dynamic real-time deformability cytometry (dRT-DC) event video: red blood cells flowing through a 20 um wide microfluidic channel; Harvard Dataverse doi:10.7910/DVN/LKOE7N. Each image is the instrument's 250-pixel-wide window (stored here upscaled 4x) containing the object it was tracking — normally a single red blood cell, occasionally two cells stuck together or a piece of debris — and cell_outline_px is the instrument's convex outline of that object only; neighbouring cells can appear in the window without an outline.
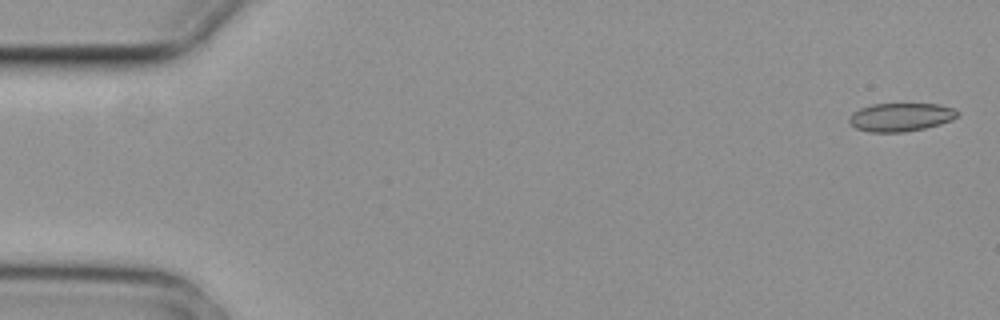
{"species": "common noctule bat (a hibernating species)", "species_latin": "Nyctalus noctula", "temperature_condition": "cold", "stored_images_in_passage": 5, "camera_frame_rate_fps": 3000, "um_per_image_px": 0.085, "animal": {"sex": "female", "body_mass_g": 29.2, "forearm_length_mm": 56.3}, "frame": {"image": 1, "passage_image": 1, "time_ms": 0.0, "image_size_px": [1000, 320], "cell_outline_px": [[960, 112], [952, 120], [940, 124], [924, 128], [904, 132], [868, 132], [856, 128], [848, 120], [852, 112], [860, 108], [872, 104], [936, 104], [952, 108]], "centroid_in_image_um": [76.54, 9.96], "position_along_channel_um": 8.5, "area_um2": 17.8}}
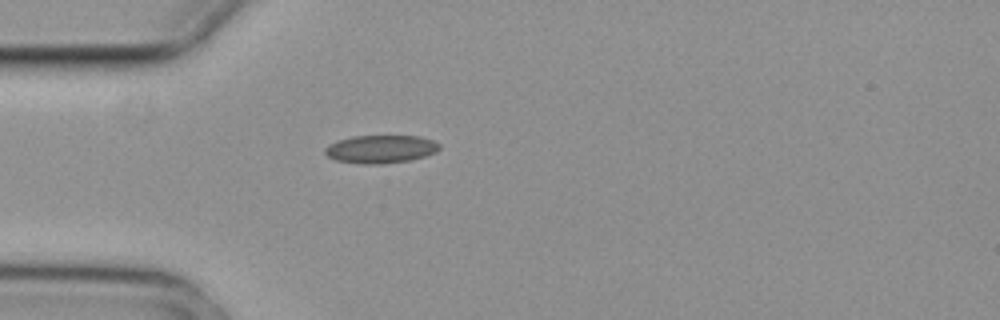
{"frame": {"image": 2, "passage_image": 5, "time_ms": 1.333, "image_size_px": [1000, 320], "cell_outline_px": [[440, 148], [436, 152], [424, 156], [408, 160], [384, 164], [360, 164], [336, 160], [328, 156], [324, 152], [324, 148], [328, 144], [352, 136], [420, 136], [432, 140], [440, 144]], "centroid_in_image_um": [32.35, 12.67], "position_along_channel_um": 52.7, "area_um2": 18.67}}